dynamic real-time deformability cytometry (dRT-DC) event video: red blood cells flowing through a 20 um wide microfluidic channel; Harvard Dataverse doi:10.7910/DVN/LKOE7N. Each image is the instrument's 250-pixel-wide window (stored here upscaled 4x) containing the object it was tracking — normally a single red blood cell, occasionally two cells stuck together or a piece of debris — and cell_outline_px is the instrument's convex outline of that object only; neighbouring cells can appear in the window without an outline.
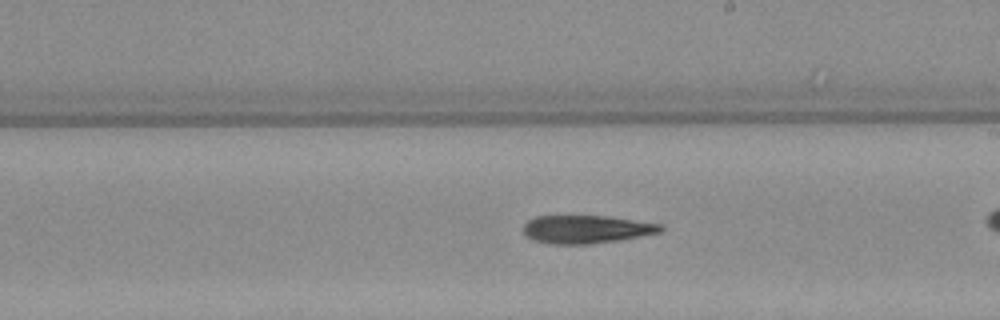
{"species": "Egyptian fruit bat (a non-hibernating species)", "species_latin": "Rousettus aegyptiacus", "temperature_condition": "warm", "stored_images_in_passage": 27, "camera_frame_rate_fps": 3000, "um_per_image_px": 0.085, "animal": {"sex": "female"}, "frame": {"image": 1, "passage_image": 16, "time_ms": 5.0, "image_size_px": [1000, 320], "cell_outline_px": [[664, 228], [660, 232], [620, 240], [588, 244], [552, 244], [532, 240], [524, 236], [524, 224], [528, 220], [536, 216], [608, 216], [664, 224]], "centroid_in_image_um": [49.84, 19.49], "position_along_channel_um": 239.2, "area_um2": 22.6}}
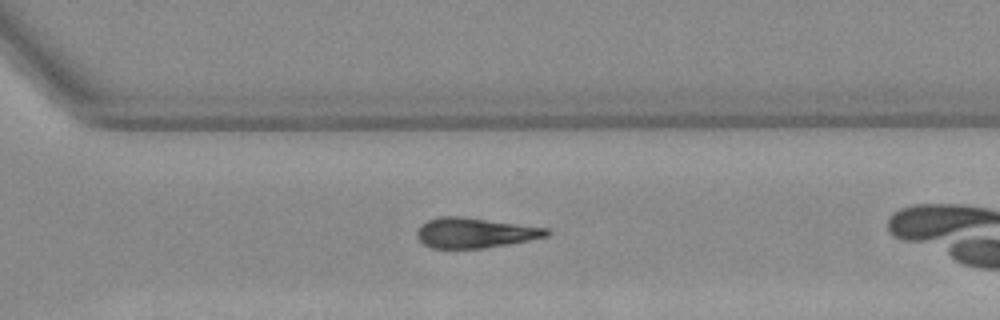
{"frame": {"image": 2, "passage_image": 23, "time_ms": 7.333, "image_size_px": [1000, 320], "cell_outline_px": [[552, 232], [548, 236], [508, 244], [484, 248], [432, 248], [424, 244], [416, 236], [416, 232], [420, 224], [428, 220], [440, 216], [456, 216], [548, 228]], "centroid_in_image_um": [40.34, 19.79], "position_along_channel_um": 330.3, "area_um2": 22.54}}